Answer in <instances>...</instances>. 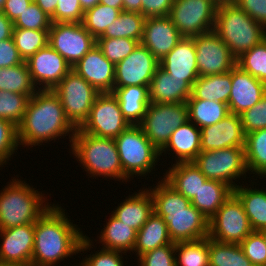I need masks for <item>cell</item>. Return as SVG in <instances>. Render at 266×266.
<instances>
[{
    "mask_svg": "<svg viewBox=\"0 0 266 266\" xmlns=\"http://www.w3.org/2000/svg\"><path fill=\"white\" fill-rule=\"evenodd\" d=\"M66 214L65 208L54 203L35 222L32 266H57L65 258L85 254L95 247L93 240Z\"/></svg>",
    "mask_w": 266,
    "mask_h": 266,
    "instance_id": "cell-1",
    "label": "cell"
},
{
    "mask_svg": "<svg viewBox=\"0 0 266 266\" xmlns=\"http://www.w3.org/2000/svg\"><path fill=\"white\" fill-rule=\"evenodd\" d=\"M76 130L66 117L57 94L53 90L38 89L30 97L24 117L17 126L18 144L22 148L30 146V149L66 136L71 144Z\"/></svg>",
    "mask_w": 266,
    "mask_h": 266,
    "instance_id": "cell-2",
    "label": "cell"
},
{
    "mask_svg": "<svg viewBox=\"0 0 266 266\" xmlns=\"http://www.w3.org/2000/svg\"><path fill=\"white\" fill-rule=\"evenodd\" d=\"M156 184L147 189L153 198V210L166 223L172 242L195 241L209 237V220L191 201L163 178Z\"/></svg>",
    "mask_w": 266,
    "mask_h": 266,
    "instance_id": "cell-3",
    "label": "cell"
},
{
    "mask_svg": "<svg viewBox=\"0 0 266 266\" xmlns=\"http://www.w3.org/2000/svg\"><path fill=\"white\" fill-rule=\"evenodd\" d=\"M69 146L70 153L81 164L80 166L84 167L90 178L103 177L102 180L112 178L122 183L129 181L123 172L114 139L86 134L78 128Z\"/></svg>",
    "mask_w": 266,
    "mask_h": 266,
    "instance_id": "cell-4",
    "label": "cell"
},
{
    "mask_svg": "<svg viewBox=\"0 0 266 266\" xmlns=\"http://www.w3.org/2000/svg\"><path fill=\"white\" fill-rule=\"evenodd\" d=\"M18 177L0 191V230L35 223L53 205L42 191Z\"/></svg>",
    "mask_w": 266,
    "mask_h": 266,
    "instance_id": "cell-5",
    "label": "cell"
},
{
    "mask_svg": "<svg viewBox=\"0 0 266 266\" xmlns=\"http://www.w3.org/2000/svg\"><path fill=\"white\" fill-rule=\"evenodd\" d=\"M213 31L236 59L266 39V28L236 3L217 7Z\"/></svg>",
    "mask_w": 266,
    "mask_h": 266,
    "instance_id": "cell-6",
    "label": "cell"
},
{
    "mask_svg": "<svg viewBox=\"0 0 266 266\" xmlns=\"http://www.w3.org/2000/svg\"><path fill=\"white\" fill-rule=\"evenodd\" d=\"M124 174L130 179L147 177L155 171L160 152L139 125H130L114 139ZM147 174V175H146ZM135 175V176H134Z\"/></svg>",
    "mask_w": 266,
    "mask_h": 266,
    "instance_id": "cell-7",
    "label": "cell"
},
{
    "mask_svg": "<svg viewBox=\"0 0 266 266\" xmlns=\"http://www.w3.org/2000/svg\"><path fill=\"white\" fill-rule=\"evenodd\" d=\"M192 162L207 179L227 184L232 190L239 186L235 181L248 173L244 147L203 151Z\"/></svg>",
    "mask_w": 266,
    "mask_h": 266,
    "instance_id": "cell-8",
    "label": "cell"
},
{
    "mask_svg": "<svg viewBox=\"0 0 266 266\" xmlns=\"http://www.w3.org/2000/svg\"><path fill=\"white\" fill-rule=\"evenodd\" d=\"M64 108L66 117L76 128H80L87 120L90 110L100 92L71 69L54 87Z\"/></svg>",
    "mask_w": 266,
    "mask_h": 266,
    "instance_id": "cell-9",
    "label": "cell"
},
{
    "mask_svg": "<svg viewBox=\"0 0 266 266\" xmlns=\"http://www.w3.org/2000/svg\"><path fill=\"white\" fill-rule=\"evenodd\" d=\"M186 121H188L186 103L157 104L150 102L139 126L148 140L160 152L168 143L174 130Z\"/></svg>",
    "mask_w": 266,
    "mask_h": 266,
    "instance_id": "cell-10",
    "label": "cell"
},
{
    "mask_svg": "<svg viewBox=\"0 0 266 266\" xmlns=\"http://www.w3.org/2000/svg\"><path fill=\"white\" fill-rule=\"evenodd\" d=\"M217 7L213 0H174L169 17L182 37L193 38L214 29Z\"/></svg>",
    "mask_w": 266,
    "mask_h": 266,
    "instance_id": "cell-11",
    "label": "cell"
},
{
    "mask_svg": "<svg viewBox=\"0 0 266 266\" xmlns=\"http://www.w3.org/2000/svg\"><path fill=\"white\" fill-rule=\"evenodd\" d=\"M129 126L116 96L112 92H104L98 95L87 120L79 129L86 134L115 139Z\"/></svg>",
    "mask_w": 266,
    "mask_h": 266,
    "instance_id": "cell-12",
    "label": "cell"
},
{
    "mask_svg": "<svg viewBox=\"0 0 266 266\" xmlns=\"http://www.w3.org/2000/svg\"><path fill=\"white\" fill-rule=\"evenodd\" d=\"M253 231L242 202L233 193L209 220V238L240 244Z\"/></svg>",
    "mask_w": 266,
    "mask_h": 266,
    "instance_id": "cell-13",
    "label": "cell"
},
{
    "mask_svg": "<svg viewBox=\"0 0 266 266\" xmlns=\"http://www.w3.org/2000/svg\"><path fill=\"white\" fill-rule=\"evenodd\" d=\"M48 44L74 67L96 45V39L82 23L56 22L49 29Z\"/></svg>",
    "mask_w": 266,
    "mask_h": 266,
    "instance_id": "cell-14",
    "label": "cell"
},
{
    "mask_svg": "<svg viewBox=\"0 0 266 266\" xmlns=\"http://www.w3.org/2000/svg\"><path fill=\"white\" fill-rule=\"evenodd\" d=\"M193 39L199 77L228 73L236 66L237 59L213 30Z\"/></svg>",
    "mask_w": 266,
    "mask_h": 266,
    "instance_id": "cell-15",
    "label": "cell"
},
{
    "mask_svg": "<svg viewBox=\"0 0 266 266\" xmlns=\"http://www.w3.org/2000/svg\"><path fill=\"white\" fill-rule=\"evenodd\" d=\"M160 66L158 59L141 43L124 58L115 64L114 88L125 86H146Z\"/></svg>",
    "mask_w": 266,
    "mask_h": 266,
    "instance_id": "cell-16",
    "label": "cell"
},
{
    "mask_svg": "<svg viewBox=\"0 0 266 266\" xmlns=\"http://www.w3.org/2000/svg\"><path fill=\"white\" fill-rule=\"evenodd\" d=\"M26 63L37 89L53 90L72 69L67 61L49 44L39 49Z\"/></svg>",
    "mask_w": 266,
    "mask_h": 266,
    "instance_id": "cell-17",
    "label": "cell"
},
{
    "mask_svg": "<svg viewBox=\"0 0 266 266\" xmlns=\"http://www.w3.org/2000/svg\"><path fill=\"white\" fill-rule=\"evenodd\" d=\"M35 223L0 230V262L31 265Z\"/></svg>",
    "mask_w": 266,
    "mask_h": 266,
    "instance_id": "cell-18",
    "label": "cell"
},
{
    "mask_svg": "<svg viewBox=\"0 0 266 266\" xmlns=\"http://www.w3.org/2000/svg\"><path fill=\"white\" fill-rule=\"evenodd\" d=\"M200 130L201 152L245 146V134L238 114L230 113L216 124Z\"/></svg>",
    "mask_w": 266,
    "mask_h": 266,
    "instance_id": "cell-19",
    "label": "cell"
},
{
    "mask_svg": "<svg viewBox=\"0 0 266 266\" xmlns=\"http://www.w3.org/2000/svg\"><path fill=\"white\" fill-rule=\"evenodd\" d=\"M72 69L100 93L113 92L115 64L103 55L97 44Z\"/></svg>",
    "mask_w": 266,
    "mask_h": 266,
    "instance_id": "cell-20",
    "label": "cell"
},
{
    "mask_svg": "<svg viewBox=\"0 0 266 266\" xmlns=\"http://www.w3.org/2000/svg\"><path fill=\"white\" fill-rule=\"evenodd\" d=\"M232 88L228 107L232 114L241 115L252 108L266 94V84L243 71L239 66L231 70Z\"/></svg>",
    "mask_w": 266,
    "mask_h": 266,
    "instance_id": "cell-21",
    "label": "cell"
},
{
    "mask_svg": "<svg viewBox=\"0 0 266 266\" xmlns=\"http://www.w3.org/2000/svg\"><path fill=\"white\" fill-rule=\"evenodd\" d=\"M182 38L169 16L150 17L145 20L140 43L160 61Z\"/></svg>",
    "mask_w": 266,
    "mask_h": 266,
    "instance_id": "cell-22",
    "label": "cell"
},
{
    "mask_svg": "<svg viewBox=\"0 0 266 266\" xmlns=\"http://www.w3.org/2000/svg\"><path fill=\"white\" fill-rule=\"evenodd\" d=\"M196 60L194 39L183 37L159 63L171 77L183 78L193 86L199 77Z\"/></svg>",
    "mask_w": 266,
    "mask_h": 266,
    "instance_id": "cell-23",
    "label": "cell"
},
{
    "mask_svg": "<svg viewBox=\"0 0 266 266\" xmlns=\"http://www.w3.org/2000/svg\"><path fill=\"white\" fill-rule=\"evenodd\" d=\"M148 91L151 103H186L192 95V86L183 78L171 77L159 66L150 82Z\"/></svg>",
    "mask_w": 266,
    "mask_h": 266,
    "instance_id": "cell-24",
    "label": "cell"
},
{
    "mask_svg": "<svg viewBox=\"0 0 266 266\" xmlns=\"http://www.w3.org/2000/svg\"><path fill=\"white\" fill-rule=\"evenodd\" d=\"M167 151V152H166ZM173 152L175 154L174 163L192 162L201 152V130L190 120L174 130L162 153Z\"/></svg>",
    "mask_w": 266,
    "mask_h": 266,
    "instance_id": "cell-25",
    "label": "cell"
},
{
    "mask_svg": "<svg viewBox=\"0 0 266 266\" xmlns=\"http://www.w3.org/2000/svg\"><path fill=\"white\" fill-rule=\"evenodd\" d=\"M146 188V189H145ZM142 190H137L133 194H129L123 202L118 204L112 214L138 231L148 220L149 216L154 212L153 198L151 192L146 187Z\"/></svg>",
    "mask_w": 266,
    "mask_h": 266,
    "instance_id": "cell-26",
    "label": "cell"
},
{
    "mask_svg": "<svg viewBox=\"0 0 266 266\" xmlns=\"http://www.w3.org/2000/svg\"><path fill=\"white\" fill-rule=\"evenodd\" d=\"M161 176L178 193L190 201L196 196L201 185L208 180L193 162H178Z\"/></svg>",
    "mask_w": 266,
    "mask_h": 266,
    "instance_id": "cell-27",
    "label": "cell"
},
{
    "mask_svg": "<svg viewBox=\"0 0 266 266\" xmlns=\"http://www.w3.org/2000/svg\"><path fill=\"white\" fill-rule=\"evenodd\" d=\"M253 180H251L252 185L249 184L250 187L240 184L233 193L242 202L253 231H261L266 229V188L257 189L256 185L259 184H256V179Z\"/></svg>",
    "mask_w": 266,
    "mask_h": 266,
    "instance_id": "cell-28",
    "label": "cell"
},
{
    "mask_svg": "<svg viewBox=\"0 0 266 266\" xmlns=\"http://www.w3.org/2000/svg\"><path fill=\"white\" fill-rule=\"evenodd\" d=\"M112 93L116 96L123 116L129 124L139 125L150 104L148 87L125 86L114 88Z\"/></svg>",
    "mask_w": 266,
    "mask_h": 266,
    "instance_id": "cell-29",
    "label": "cell"
},
{
    "mask_svg": "<svg viewBox=\"0 0 266 266\" xmlns=\"http://www.w3.org/2000/svg\"><path fill=\"white\" fill-rule=\"evenodd\" d=\"M110 218L107 219L106 225L100 231L98 243H101L102 248L108 250H115L124 252L126 255L128 252H133L137 231L126 225L119 219H117L112 213Z\"/></svg>",
    "mask_w": 266,
    "mask_h": 266,
    "instance_id": "cell-30",
    "label": "cell"
},
{
    "mask_svg": "<svg viewBox=\"0 0 266 266\" xmlns=\"http://www.w3.org/2000/svg\"><path fill=\"white\" fill-rule=\"evenodd\" d=\"M171 243L166 223L161 216L153 212L137 231L133 253L139 257L148 251Z\"/></svg>",
    "mask_w": 266,
    "mask_h": 266,
    "instance_id": "cell-31",
    "label": "cell"
},
{
    "mask_svg": "<svg viewBox=\"0 0 266 266\" xmlns=\"http://www.w3.org/2000/svg\"><path fill=\"white\" fill-rule=\"evenodd\" d=\"M231 88V71L198 77L192 86V95L188 100H209L228 104Z\"/></svg>",
    "mask_w": 266,
    "mask_h": 266,
    "instance_id": "cell-32",
    "label": "cell"
},
{
    "mask_svg": "<svg viewBox=\"0 0 266 266\" xmlns=\"http://www.w3.org/2000/svg\"><path fill=\"white\" fill-rule=\"evenodd\" d=\"M232 194L233 190L227 184L208 179L191 204L210 220Z\"/></svg>",
    "mask_w": 266,
    "mask_h": 266,
    "instance_id": "cell-33",
    "label": "cell"
},
{
    "mask_svg": "<svg viewBox=\"0 0 266 266\" xmlns=\"http://www.w3.org/2000/svg\"><path fill=\"white\" fill-rule=\"evenodd\" d=\"M244 153L248 173L255 174L252 178H266V128L245 135Z\"/></svg>",
    "mask_w": 266,
    "mask_h": 266,
    "instance_id": "cell-34",
    "label": "cell"
},
{
    "mask_svg": "<svg viewBox=\"0 0 266 266\" xmlns=\"http://www.w3.org/2000/svg\"><path fill=\"white\" fill-rule=\"evenodd\" d=\"M188 120L198 128L211 126L230 114L228 104L209 100H187Z\"/></svg>",
    "mask_w": 266,
    "mask_h": 266,
    "instance_id": "cell-35",
    "label": "cell"
},
{
    "mask_svg": "<svg viewBox=\"0 0 266 266\" xmlns=\"http://www.w3.org/2000/svg\"><path fill=\"white\" fill-rule=\"evenodd\" d=\"M145 20L141 13L122 10L119 17L98 38H131L140 43Z\"/></svg>",
    "mask_w": 266,
    "mask_h": 266,
    "instance_id": "cell-36",
    "label": "cell"
},
{
    "mask_svg": "<svg viewBox=\"0 0 266 266\" xmlns=\"http://www.w3.org/2000/svg\"><path fill=\"white\" fill-rule=\"evenodd\" d=\"M33 95L38 90L34 85L26 61L12 67L0 68V91Z\"/></svg>",
    "mask_w": 266,
    "mask_h": 266,
    "instance_id": "cell-37",
    "label": "cell"
},
{
    "mask_svg": "<svg viewBox=\"0 0 266 266\" xmlns=\"http://www.w3.org/2000/svg\"><path fill=\"white\" fill-rule=\"evenodd\" d=\"M209 266H254L236 243H223L209 238Z\"/></svg>",
    "mask_w": 266,
    "mask_h": 266,
    "instance_id": "cell-38",
    "label": "cell"
},
{
    "mask_svg": "<svg viewBox=\"0 0 266 266\" xmlns=\"http://www.w3.org/2000/svg\"><path fill=\"white\" fill-rule=\"evenodd\" d=\"M176 266H209V237L175 243Z\"/></svg>",
    "mask_w": 266,
    "mask_h": 266,
    "instance_id": "cell-39",
    "label": "cell"
},
{
    "mask_svg": "<svg viewBox=\"0 0 266 266\" xmlns=\"http://www.w3.org/2000/svg\"><path fill=\"white\" fill-rule=\"evenodd\" d=\"M122 10L98 3L84 12L82 24L97 39L119 17Z\"/></svg>",
    "mask_w": 266,
    "mask_h": 266,
    "instance_id": "cell-40",
    "label": "cell"
},
{
    "mask_svg": "<svg viewBox=\"0 0 266 266\" xmlns=\"http://www.w3.org/2000/svg\"><path fill=\"white\" fill-rule=\"evenodd\" d=\"M12 38L23 61L48 45L49 30L14 28Z\"/></svg>",
    "mask_w": 266,
    "mask_h": 266,
    "instance_id": "cell-41",
    "label": "cell"
},
{
    "mask_svg": "<svg viewBox=\"0 0 266 266\" xmlns=\"http://www.w3.org/2000/svg\"><path fill=\"white\" fill-rule=\"evenodd\" d=\"M236 65L266 84V39L237 58Z\"/></svg>",
    "mask_w": 266,
    "mask_h": 266,
    "instance_id": "cell-42",
    "label": "cell"
},
{
    "mask_svg": "<svg viewBox=\"0 0 266 266\" xmlns=\"http://www.w3.org/2000/svg\"><path fill=\"white\" fill-rule=\"evenodd\" d=\"M31 96L4 90L0 91V118L18 126L24 117Z\"/></svg>",
    "mask_w": 266,
    "mask_h": 266,
    "instance_id": "cell-43",
    "label": "cell"
},
{
    "mask_svg": "<svg viewBox=\"0 0 266 266\" xmlns=\"http://www.w3.org/2000/svg\"><path fill=\"white\" fill-rule=\"evenodd\" d=\"M96 44L110 62L117 64L128 57L139 42L131 38H97Z\"/></svg>",
    "mask_w": 266,
    "mask_h": 266,
    "instance_id": "cell-44",
    "label": "cell"
},
{
    "mask_svg": "<svg viewBox=\"0 0 266 266\" xmlns=\"http://www.w3.org/2000/svg\"><path fill=\"white\" fill-rule=\"evenodd\" d=\"M19 147L17 126L0 118V168L4 167ZM5 164V165H4Z\"/></svg>",
    "mask_w": 266,
    "mask_h": 266,
    "instance_id": "cell-45",
    "label": "cell"
},
{
    "mask_svg": "<svg viewBox=\"0 0 266 266\" xmlns=\"http://www.w3.org/2000/svg\"><path fill=\"white\" fill-rule=\"evenodd\" d=\"M13 24L14 28L49 30L52 21L50 16L33 1Z\"/></svg>",
    "mask_w": 266,
    "mask_h": 266,
    "instance_id": "cell-46",
    "label": "cell"
},
{
    "mask_svg": "<svg viewBox=\"0 0 266 266\" xmlns=\"http://www.w3.org/2000/svg\"><path fill=\"white\" fill-rule=\"evenodd\" d=\"M239 245L254 266H266V242L261 231H252Z\"/></svg>",
    "mask_w": 266,
    "mask_h": 266,
    "instance_id": "cell-47",
    "label": "cell"
},
{
    "mask_svg": "<svg viewBox=\"0 0 266 266\" xmlns=\"http://www.w3.org/2000/svg\"><path fill=\"white\" fill-rule=\"evenodd\" d=\"M136 259L138 266H176L175 243L155 248Z\"/></svg>",
    "mask_w": 266,
    "mask_h": 266,
    "instance_id": "cell-48",
    "label": "cell"
},
{
    "mask_svg": "<svg viewBox=\"0 0 266 266\" xmlns=\"http://www.w3.org/2000/svg\"><path fill=\"white\" fill-rule=\"evenodd\" d=\"M244 134L266 128V94L252 108L241 115Z\"/></svg>",
    "mask_w": 266,
    "mask_h": 266,
    "instance_id": "cell-49",
    "label": "cell"
},
{
    "mask_svg": "<svg viewBox=\"0 0 266 266\" xmlns=\"http://www.w3.org/2000/svg\"><path fill=\"white\" fill-rule=\"evenodd\" d=\"M84 11L79 0H58L56 10L50 17L52 23H82Z\"/></svg>",
    "mask_w": 266,
    "mask_h": 266,
    "instance_id": "cell-50",
    "label": "cell"
},
{
    "mask_svg": "<svg viewBox=\"0 0 266 266\" xmlns=\"http://www.w3.org/2000/svg\"><path fill=\"white\" fill-rule=\"evenodd\" d=\"M100 249L88 256L86 255L79 264L81 266H125L126 263L124 262H128L123 260L124 252Z\"/></svg>",
    "mask_w": 266,
    "mask_h": 266,
    "instance_id": "cell-51",
    "label": "cell"
},
{
    "mask_svg": "<svg viewBox=\"0 0 266 266\" xmlns=\"http://www.w3.org/2000/svg\"><path fill=\"white\" fill-rule=\"evenodd\" d=\"M174 0H141V14L145 18L169 16Z\"/></svg>",
    "mask_w": 266,
    "mask_h": 266,
    "instance_id": "cell-52",
    "label": "cell"
},
{
    "mask_svg": "<svg viewBox=\"0 0 266 266\" xmlns=\"http://www.w3.org/2000/svg\"><path fill=\"white\" fill-rule=\"evenodd\" d=\"M23 62L13 38L0 41V68L12 67Z\"/></svg>",
    "mask_w": 266,
    "mask_h": 266,
    "instance_id": "cell-53",
    "label": "cell"
},
{
    "mask_svg": "<svg viewBox=\"0 0 266 266\" xmlns=\"http://www.w3.org/2000/svg\"><path fill=\"white\" fill-rule=\"evenodd\" d=\"M236 4L266 28V0H238Z\"/></svg>",
    "mask_w": 266,
    "mask_h": 266,
    "instance_id": "cell-54",
    "label": "cell"
},
{
    "mask_svg": "<svg viewBox=\"0 0 266 266\" xmlns=\"http://www.w3.org/2000/svg\"><path fill=\"white\" fill-rule=\"evenodd\" d=\"M32 2L33 0H6L2 12L14 23Z\"/></svg>",
    "mask_w": 266,
    "mask_h": 266,
    "instance_id": "cell-55",
    "label": "cell"
},
{
    "mask_svg": "<svg viewBox=\"0 0 266 266\" xmlns=\"http://www.w3.org/2000/svg\"><path fill=\"white\" fill-rule=\"evenodd\" d=\"M14 24L0 11V41L12 38Z\"/></svg>",
    "mask_w": 266,
    "mask_h": 266,
    "instance_id": "cell-56",
    "label": "cell"
},
{
    "mask_svg": "<svg viewBox=\"0 0 266 266\" xmlns=\"http://www.w3.org/2000/svg\"><path fill=\"white\" fill-rule=\"evenodd\" d=\"M50 17L54 14L58 0H33Z\"/></svg>",
    "mask_w": 266,
    "mask_h": 266,
    "instance_id": "cell-57",
    "label": "cell"
},
{
    "mask_svg": "<svg viewBox=\"0 0 266 266\" xmlns=\"http://www.w3.org/2000/svg\"><path fill=\"white\" fill-rule=\"evenodd\" d=\"M123 10L141 13V0H123Z\"/></svg>",
    "mask_w": 266,
    "mask_h": 266,
    "instance_id": "cell-58",
    "label": "cell"
},
{
    "mask_svg": "<svg viewBox=\"0 0 266 266\" xmlns=\"http://www.w3.org/2000/svg\"><path fill=\"white\" fill-rule=\"evenodd\" d=\"M99 3L116 9H123V0H100Z\"/></svg>",
    "mask_w": 266,
    "mask_h": 266,
    "instance_id": "cell-59",
    "label": "cell"
},
{
    "mask_svg": "<svg viewBox=\"0 0 266 266\" xmlns=\"http://www.w3.org/2000/svg\"><path fill=\"white\" fill-rule=\"evenodd\" d=\"M100 0H79L82 10L85 12L88 9L93 8L99 3Z\"/></svg>",
    "mask_w": 266,
    "mask_h": 266,
    "instance_id": "cell-60",
    "label": "cell"
},
{
    "mask_svg": "<svg viewBox=\"0 0 266 266\" xmlns=\"http://www.w3.org/2000/svg\"><path fill=\"white\" fill-rule=\"evenodd\" d=\"M218 6L222 4H235L238 0H213Z\"/></svg>",
    "mask_w": 266,
    "mask_h": 266,
    "instance_id": "cell-61",
    "label": "cell"
},
{
    "mask_svg": "<svg viewBox=\"0 0 266 266\" xmlns=\"http://www.w3.org/2000/svg\"><path fill=\"white\" fill-rule=\"evenodd\" d=\"M0 266H32V265H25V264H18V263H2V262H0Z\"/></svg>",
    "mask_w": 266,
    "mask_h": 266,
    "instance_id": "cell-62",
    "label": "cell"
},
{
    "mask_svg": "<svg viewBox=\"0 0 266 266\" xmlns=\"http://www.w3.org/2000/svg\"><path fill=\"white\" fill-rule=\"evenodd\" d=\"M6 0H0V11H2Z\"/></svg>",
    "mask_w": 266,
    "mask_h": 266,
    "instance_id": "cell-63",
    "label": "cell"
},
{
    "mask_svg": "<svg viewBox=\"0 0 266 266\" xmlns=\"http://www.w3.org/2000/svg\"><path fill=\"white\" fill-rule=\"evenodd\" d=\"M261 232L263 233V236H264V239H265V242H266V229L261 230Z\"/></svg>",
    "mask_w": 266,
    "mask_h": 266,
    "instance_id": "cell-64",
    "label": "cell"
}]
</instances>
